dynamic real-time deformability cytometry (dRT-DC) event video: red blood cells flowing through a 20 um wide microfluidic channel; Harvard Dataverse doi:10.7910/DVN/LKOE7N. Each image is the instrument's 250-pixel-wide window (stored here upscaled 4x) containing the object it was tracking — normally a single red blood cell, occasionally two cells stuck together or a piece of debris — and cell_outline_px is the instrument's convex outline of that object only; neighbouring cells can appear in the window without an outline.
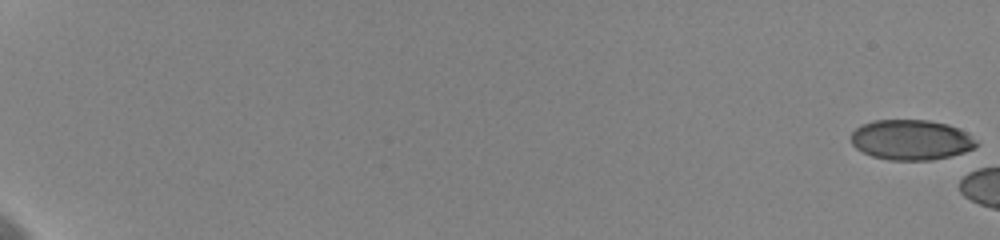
{"species": "human", "species_latin": "Homo sapiens", "temperature_condition": "cold", "stored_images_in_passage": 11, "camera_frame_rate_fps": 3000, "um_per_image_px": 0.085, "donor": {"sex": "female"}, "frame": {"image": 1, "passage_image": 1, "time_ms": 0.0, "image_size_px": [1000, 240], "cell_outline_px": [[980, 144], [964, 152], [952, 156], [932, 160], [888, 160], [872, 156], [856, 148], [852, 144], [852, 132], [860, 124], [872, 120], [928, 120], [948, 124], [968, 132]], "centroid_in_image_um": [77.46, 11.88], "position_along_channel_um": 7.5, "area_um2": 29.59}}
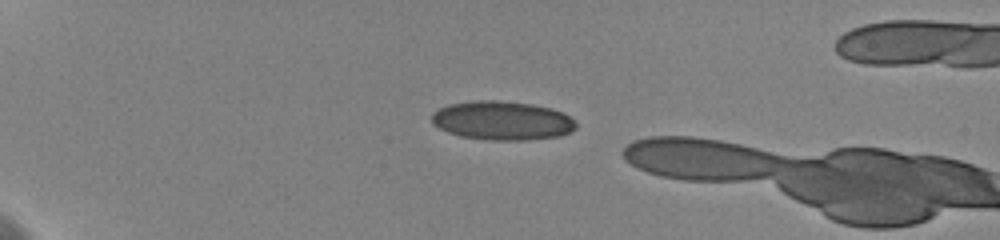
{"frame": {"image": 2, "passage_image": 10, "time_ms": 5.667, "image_size_px": [1000, 240], "cell_outline_px": [[576, 128], [572, 132], [560, 136], [524, 140], [488, 140], [460, 136], [448, 132], [432, 124], [432, 112], [448, 104], [472, 100], [496, 100], [532, 104], [552, 108], [568, 116], [576, 124]], "centroid_in_image_um": [42.66, 10.25], "position_along_channel_um": 42.3, "area_um2": 32.77}}